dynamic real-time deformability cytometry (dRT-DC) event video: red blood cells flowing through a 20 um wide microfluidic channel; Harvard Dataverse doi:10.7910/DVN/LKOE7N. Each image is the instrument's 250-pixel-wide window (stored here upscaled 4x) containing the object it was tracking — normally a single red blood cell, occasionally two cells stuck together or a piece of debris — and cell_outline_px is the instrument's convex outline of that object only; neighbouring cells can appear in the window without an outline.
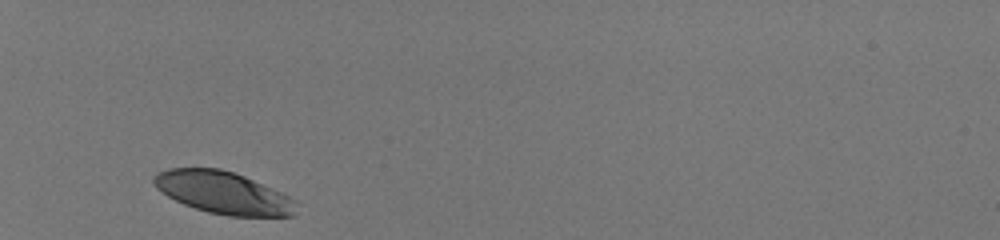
{"species": "human", "species_latin": "Homo sapiens", "temperature_condition": "room temperature", "stored_images_in_passage": 29, "camera_frame_rate_fps": 3000, "um_per_image_px": 0.085, "donor": {"sex": "male"}, "frame": {"image": 1, "passage_image": 1, "time_ms": 0.0, "image_size_px": [1000, 240], "cell_outline_px": [[296, 216], [228, 216], [208, 212], [184, 204], [168, 196], [156, 188], [152, 180], [152, 176], [156, 172], [168, 168], [220, 168], [236, 172], [272, 188], [296, 200]], "centroid_in_image_um": [18.97, 16.37], "position_along_channel_um": 66.0, "area_um2": 35.2}}
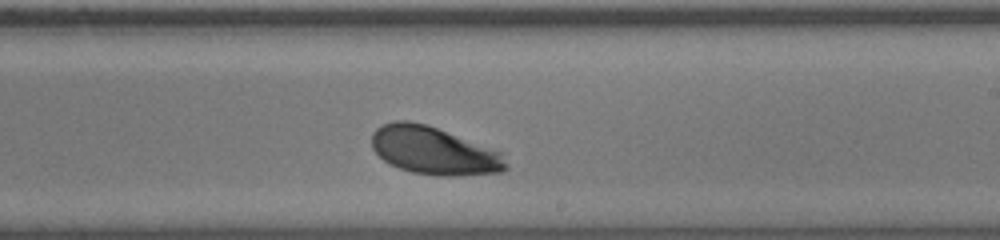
{"frame": {"image": 2, "passage_image": 17, "time_ms": 5.333, "image_size_px": [1000, 240], "cell_outline_px": [[508, 168], [504, 172], [452, 176], [436, 176], [412, 172], [400, 168], [384, 160], [372, 148], [372, 132], [376, 128], [392, 120], [408, 120], [428, 124], [500, 152], [508, 164]], "centroid_in_image_um": [36.86, 12.8], "position_along_channel_um": 252.1, "area_um2": 37.34}}
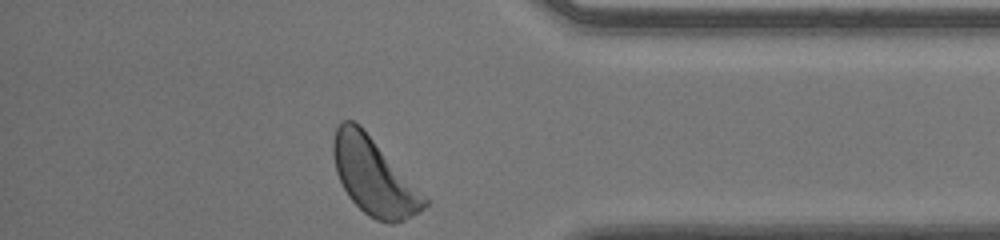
{"frame": {"image": 3, "passage_image": 29, "time_ms": 9.333, "image_size_px": [1000, 240], "cell_outline_px": [[428, 204], [420, 212], [404, 220], [392, 224], [388, 224], [376, 220], [368, 216], [348, 196], [336, 172], [332, 152], [332, 144], [336, 128], [344, 120], [352, 120], [360, 124], [428, 200]], "centroid_in_image_um": [31.75, 15.01], "position_along_channel_um": 403.5, "area_um2": 40.29}, "authors_computed_cell_mechanics": {"area_um2": 36.992, "velocity_mm_per_s": 3.9741, "shape_relaxation_time_tau1_ms": 2.7175, "shape_relaxation_time_tau2_ms": null, "deformation_change_tau1": 0.1394, "deformation_change_tau2": null}}